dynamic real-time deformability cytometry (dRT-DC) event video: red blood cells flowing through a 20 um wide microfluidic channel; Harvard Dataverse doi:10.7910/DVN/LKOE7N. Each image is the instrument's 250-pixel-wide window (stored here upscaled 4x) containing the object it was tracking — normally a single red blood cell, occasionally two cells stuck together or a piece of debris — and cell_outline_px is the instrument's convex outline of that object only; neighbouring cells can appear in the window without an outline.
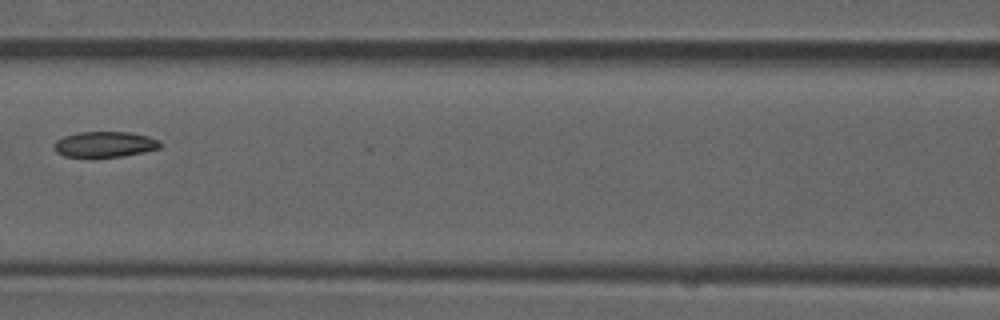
{"species": "common noctule bat (a hibernating species)", "species_latin": "Nyctalus noctula", "temperature_condition": "room temperature", "stored_images_in_passage": 8, "camera_frame_rate_fps": 3000, "um_per_image_px": 0.085, "animal": {"sex": "male", "forearm_length_mm": 52.5}, "frame": {"image": 1, "passage_image": 6, "time_ms": 1.667, "image_size_px": [1000, 320], "cell_outline_px": [[164, 144], [160, 148], [144, 152], [124, 156], [64, 156], [56, 152], [56, 140], [64, 136], [76, 132], [128, 132], [148, 136], [160, 140]], "centroid_in_image_um": [8.98, 12.25], "position_along_channel_um": 157.6, "area_um2": 15.72}}
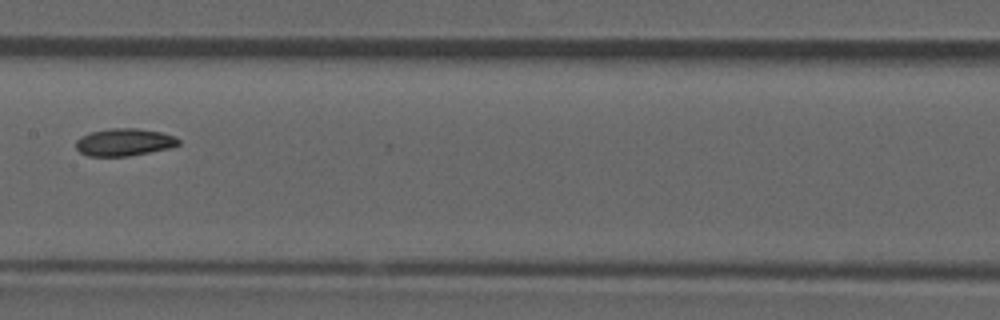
{"frame": {"image": 2, "passage_image": 7, "time_ms": 2.0, "image_size_px": [1000, 320], "cell_outline_px": [[180, 144], [168, 148], [128, 156], [88, 156], [80, 152], [76, 148], [76, 140], [80, 136], [92, 132], [112, 128], [136, 128], [160, 132], [176, 136], [180, 140]], "centroid_in_image_um": [10.55, 12.08], "position_along_channel_um": 196.8, "area_um2": 16.3}}
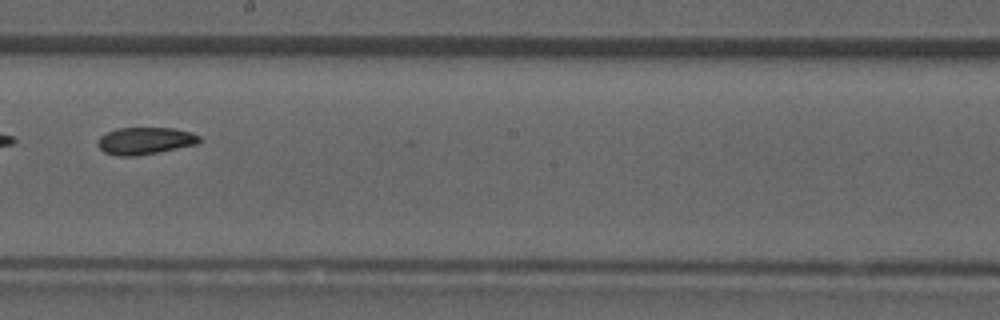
{"frame": {"image": 3, "passage_image": 8, "time_ms": 2.333, "image_size_px": [1000, 320], "cell_outline_px": [[200, 144], [136, 156], [116, 156], [104, 152], [100, 148], [100, 136], [116, 128], [172, 128], [192, 132], [200, 136]], "centroid_in_image_um": [12.38, 11.97], "position_along_channel_um": 235.8, "area_um2": 16.01}}